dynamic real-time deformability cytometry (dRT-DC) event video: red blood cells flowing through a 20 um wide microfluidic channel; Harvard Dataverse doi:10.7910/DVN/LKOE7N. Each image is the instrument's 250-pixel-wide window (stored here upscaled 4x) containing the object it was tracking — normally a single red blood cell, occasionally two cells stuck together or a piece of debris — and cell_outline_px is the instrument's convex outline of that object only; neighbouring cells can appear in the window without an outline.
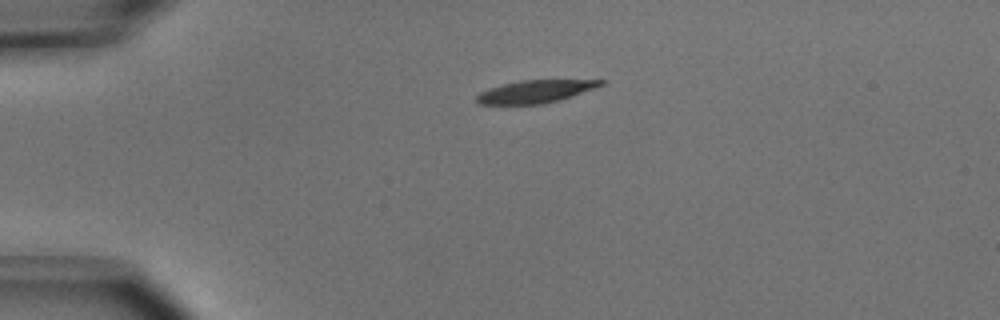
{"species": "common noctule bat (a hibernating species)", "species_latin": "Nyctalus noctula", "temperature_condition": "cold", "stored_images_in_passage": 40, "camera_frame_rate_fps": 3000, "um_per_image_px": 0.085, "animal": {"sex": "male", "body_mass_g": 15.6}, "frame": {"image": 1, "passage_image": 1, "time_ms": 0.0, "image_size_px": [1000, 320], "cell_outline_px": [[608, 80], [604, 84], [596, 88], [560, 100], [544, 104], [480, 104], [476, 100], [476, 96], [480, 92], [488, 88], [520, 80]], "centroid_in_image_um": [45.53, 7.77], "position_along_channel_um": 39.5, "area_um2": 16.42}}
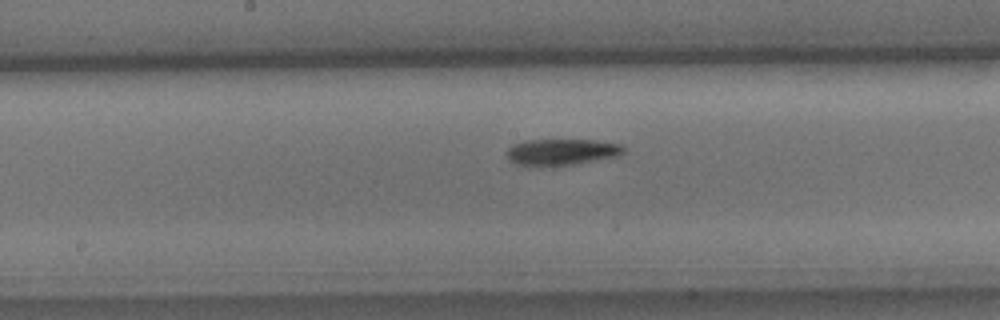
{"frame": {"image": 2, "passage_image": 16, "time_ms": 5.0, "image_size_px": [1000, 320], "cell_outline_px": [[624, 152], [620, 156], [576, 164], [516, 164], [508, 160], [504, 152], [512, 144], [524, 140], [592, 140], [620, 144], [624, 148]], "centroid_in_image_um": [47.73, 12.89], "position_along_channel_um": 200.5, "area_um2": 17.69}}
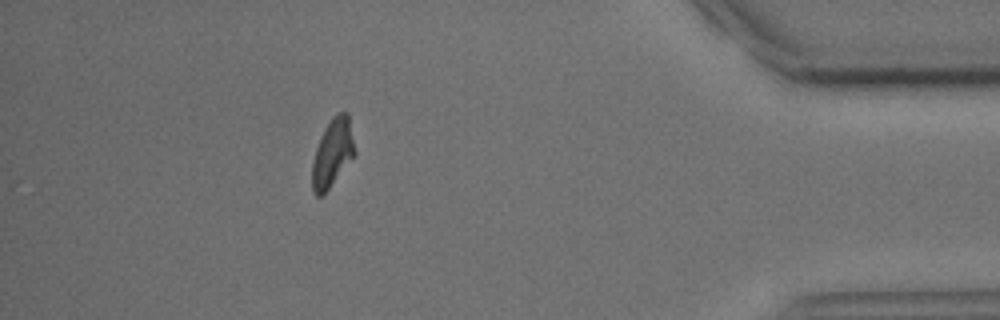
{"frame": {"image": 3, "passage_image": 35, "time_ms": 11.333, "image_size_px": [1000, 320], "cell_outline_px": [[356, 152], [328, 188], [320, 196], [316, 196], [312, 192], [312, 164], [316, 148], [320, 136], [332, 116], [340, 112], [348, 112]], "centroid_in_image_um": [28.25, 12.96], "position_along_channel_um": 407.0, "area_um2": 16.53}, "authors_computed_cell_mechanics": {"area_um2": 17.7446, "velocity_mm_per_s": 3.9389, "shape_relaxation_time_tau1_ms": 2.8621, "shape_relaxation_time_tau2_ms": null, "deformation_change_tau1": 0.1101, "deformation_change_tau2": null}}